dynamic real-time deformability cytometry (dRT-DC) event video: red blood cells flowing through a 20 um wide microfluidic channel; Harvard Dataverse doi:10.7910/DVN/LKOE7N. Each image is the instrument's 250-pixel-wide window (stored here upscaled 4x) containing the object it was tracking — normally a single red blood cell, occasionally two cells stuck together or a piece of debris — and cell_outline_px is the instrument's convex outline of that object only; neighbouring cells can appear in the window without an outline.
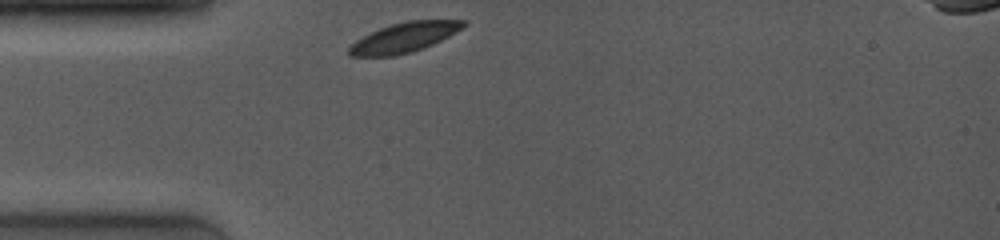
{"species": "common noctule bat (a hibernating species)", "species_latin": "Nyctalus noctula", "temperature_condition": "room temperature", "stored_images_in_passage": 15, "camera_frame_rate_fps": 4000, "um_per_image_px": 0.085, "animal": {"sex": "female", "body_mass_g": 19.0, "forearm_length_mm": 53.3}, "frame": {"image": 1, "passage_image": 1, "time_ms": 0.0, "image_size_px": [1000, 240], "cell_outline_px": [[468, 24], [448, 36], [424, 48], [412, 52], [396, 56], [348, 56], [348, 48], [356, 40], [380, 28], [392, 24], [408, 20], [464, 20]], "centroid_in_image_um": [34.34, 3.19], "position_along_channel_um": 50.7, "area_um2": 19.65}}